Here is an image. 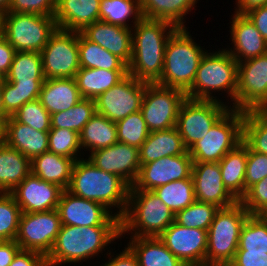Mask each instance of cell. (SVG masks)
<instances>
[{
    "label": "cell",
    "instance_id": "cell-37",
    "mask_svg": "<svg viewBox=\"0 0 267 266\" xmlns=\"http://www.w3.org/2000/svg\"><path fill=\"white\" fill-rule=\"evenodd\" d=\"M133 16V17H132ZM132 17L133 25L142 18L140 0H101L99 10V20L121 27L131 28L128 20ZM127 20V21H126Z\"/></svg>",
    "mask_w": 267,
    "mask_h": 266
},
{
    "label": "cell",
    "instance_id": "cell-35",
    "mask_svg": "<svg viewBox=\"0 0 267 266\" xmlns=\"http://www.w3.org/2000/svg\"><path fill=\"white\" fill-rule=\"evenodd\" d=\"M81 148L92 153L117 143L116 123L96 113L79 133Z\"/></svg>",
    "mask_w": 267,
    "mask_h": 266
},
{
    "label": "cell",
    "instance_id": "cell-31",
    "mask_svg": "<svg viewBox=\"0 0 267 266\" xmlns=\"http://www.w3.org/2000/svg\"><path fill=\"white\" fill-rule=\"evenodd\" d=\"M74 162L71 158L47 151L31 160V172L65 190L70 184Z\"/></svg>",
    "mask_w": 267,
    "mask_h": 266
},
{
    "label": "cell",
    "instance_id": "cell-58",
    "mask_svg": "<svg viewBox=\"0 0 267 266\" xmlns=\"http://www.w3.org/2000/svg\"><path fill=\"white\" fill-rule=\"evenodd\" d=\"M6 12L0 10V39L4 37V19Z\"/></svg>",
    "mask_w": 267,
    "mask_h": 266
},
{
    "label": "cell",
    "instance_id": "cell-54",
    "mask_svg": "<svg viewBox=\"0 0 267 266\" xmlns=\"http://www.w3.org/2000/svg\"><path fill=\"white\" fill-rule=\"evenodd\" d=\"M20 250L15 240L0 241V266H9Z\"/></svg>",
    "mask_w": 267,
    "mask_h": 266
},
{
    "label": "cell",
    "instance_id": "cell-44",
    "mask_svg": "<svg viewBox=\"0 0 267 266\" xmlns=\"http://www.w3.org/2000/svg\"><path fill=\"white\" fill-rule=\"evenodd\" d=\"M21 213L10 193H0V241L15 240Z\"/></svg>",
    "mask_w": 267,
    "mask_h": 266
},
{
    "label": "cell",
    "instance_id": "cell-45",
    "mask_svg": "<svg viewBox=\"0 0 267 266\" xmlns=\"http://www.w3.org/2000/svg\"><path fill=\"white\" fill-rule=\"evenodd\" d=\"M48 151L59 154L74 161L79 160L77 155L81 150L79 133L70 129H50ZM78 152V153H77Z\"/></svg>",
    "mask_w": 267,
    "mask_h": 266
},
{
    "label": "cell",
    "instance_id": "cell-23",
    "mask_svg": "<svg viewBox=\"0 0 267 266\" xmlns=\"http://www.w3.org/2000/svg\"><path fill=\"white\" fill-rule=\"evenodd\" d=\"M131 28L113 25L104 21H95L80 33L91 42L97 43L113 55L120 58L127 66L131 62Z\"/></svg>",
    "mask_w": 267,
    "mask_h": 266
},
{
    "label": "cell",
    "instance_id": "cell-27",
    "mask_svg": "<svg viewBox=\"0 0 267 266\" xmlns=\"http://www.w3.org/2000/svg\"><path fill=\"white\" fill-rule=\"evenodd\" d=\"M82 99L75 78L45 79L39 100L50 115L69 110Z\"/></svg>",
    "mask_w": 267,
    "mask_h": 266
},
{
    "label": "cell",
    "instance_id": "cell-33",
    "mask_svg": "<svg viewBox=\"0 0 267 266\" xmlns=\"http://www.w3.org/2000/svg\"><path fill=\"white\" fill-rule=\"evenodd\" d=\"M127 74L128 71L80 68L74 78L81 97L94 100L120 82Z\"/></svg>",
    "mask_w": 267,
    "mask_h": 266
},
{
    "label": "cell",
    "instance_id": "cell-16",
    "mask_svg": "<svg viewBox=\"0 0 267 266\" xmlns=\"http://www.w3.org/2000/svg\"><path fill=\"white\" fill-rule=\"evenodd\" d=\"M146 83L127 74L120 82L94 99L96 113L118 122L140 111Z\"/></svg>",
    "mask_w": 267,
    "mask_h": 266
},
{
    "label": "cell",
    "instance_id": "cell-24",
    "mask_svg": "<svg viewBox=\"0 0 267 266\" xmlns=\"http://www.w3.org/2000/svg\"><path fill=\"white\" fill-rule=\"evenodd\" d=\"M232 18L230 33L234 49L227 50L232 57L237 62H243L267 53V41L251 20L236 12Z\"/></svg>",
    "mask_w": 267,
    "mask_h": 266
},
{
    "label": "cell",
    "instance_id": "cell-2",
    "mask_svg": "<svg viewBox=\"0 0 267 266\" xmlns=\"http://www.w3.org/2000/svg\"><path fill=\"white\" fill-rule=\"evenodd\" d=\"M130 187L119 176L103 171L82 158L74 162L66 190L75 196L98 202L109 210L111 207L119 208L115 215L121 219L127 209Z\"/></svg>",
    "mask_w": 267,
    "mask_h": 266
},
{
    "label": "cell",
    "instance_id": "cell-36",
    "mask_svg": "<svg viewBox=\"0 0 267 266\" xmlns=\"http://www.w3.org/2000/svg\"><path fill=\"white\" fill-rule=\"evenodd\" d=\"M80 68H99L111 71H128V66L97 43L86 39L78 32Z\"/></svg>",
    "mask_w": 267,
    "mask_h": 266
},
{
    "label": "cell",
    "instance_id": "cell-18",
    "mask_svg": "<svg viewBox=\"0 0 267 266\" xmlns=\"http://www.w3.org/2000/svg\"><path fill=\"white\" fill-rule=\"evenodd\" d=\"M159 238L187 266H205L207 230L185 227L174 221Z\"/></svg>",
    "mask_w": 267,
    "mask_h": 266
},
{
    "label": "cell",
    "instance_id": "cell-12",
    "mask_svg": "<svg viewBox=\"0 0 267 266\" xmlns=\"http://www.w3.org/2000/svg\"><path fill=\"white\" fill-rule=\"evenodd\" d=\"M229 108L219 99L213 101L186 98L181 104L176 122L184 146L189 149L198 140L203 139Z\"/></svg>",
    "mask_w": 267,
    "mask_h": 266
},
{
    "label": "cell",
    "instance_id": "cell-48",
    "mask_svg": "<svg viewBox=\"0 0 267 266\" xmlns=\"http://www.w3.org/2000/svg\"><path fill=\"white\" fill-rule=\"evenodd\" d=\"M267 176V155L254 152L248 147L245 173V193L254 184Z\"/></svg>",
    "mask_w": 267,
    "mask_h": 266
},
{
    "label": "cell",
    "instance_id": "cell-30",
    "mask_svg": "<svg viewBox=\"0 0 267 266\" xmlns=\"http://www.w3.org/2000/svg\"><path fill=\"white\" fill-rule=\"evenodd\" d=\"M30 173L31 160L5 142L0 143V193H10Z\"/></svg>",
    "mask_w": 267,
    "mask_h": 266
},
{
    "label": "cell",
    "instance_id": "cell-10",
    "mask_svg": "<svg viewBox=\"0 0 267 266\" xmlns=\"http://www.w3.org/2000/svg\"><path fill=\"white\" fill-rule=\"evenodd\" d=\"M57 30L54 16L7 11L4 38L18 52L40 53Z\"/></svg>",
    "mask_w": 267,
    "mask_h": 266
},
{
    "label": "cell",
    "instance_id": "cell-52",
    "mask_svg": "<svg viewBox=\"0 0 267 266\" xmlns=\"http://www.w3.org/2000/svg\"><path fill=\"white\" fill-rule=\"evenodd\" d=\"M14 47L3 37L0 39V77L5 78L8 74L14 54Z\"/></svg>",
    "mask_w": 267,
    "mask_h": 266
},
{
    "label": "cell",
    "instance_id": "cell-42",
    "mask_svg": "<svg viewBox=\"0 0 267 266\" xmlns=\"http://www.w3.org/2000/svg\"><path fill=\"white\" fill-rule=\"evenodd\" d=\"M220 207L212 203L194 201L177 212L174 221L182 226L207 230Z\"/></svg>",
    "mask_w": 267,
    "mask_h": 266
},
{
    "label": "cell",
    "instance_id": "cell-15",
    "mask_svg": "<svg viewBox=\"0 0 267 266\" xmlns=\"http://www.w3.org/2000/svg\"><path fill=\"white\" fill-rule=\"evenodd\" d=\"M236 109L267 110V53L238 62Z\"/></svg>",
    "mask_w": 267,
    "mask_h": 266
},
{
    "label": "cell",
    "instance_id": "cell-50",
    "mask_svg": "<svg viewBox=\"0 0 267 266\" xmlns=\"http://www.w3.org/2000/svg\"><path fill=\"white\" fill-rule=\"evenodd\" d=\"M230 266H267L266 252L236 251Z\"/></svg>",
    "mask_w": 267,
    "mask_h": 266
},
{
    "label": "cell",
    "instance_id": "cell-17",
    "mask_svg": "<svg viewBox=\"0 0 267 266\" xmlns=\"http://www.w3.org/2000/svg\"><path fill=\"white\" fill-rule=\"evenodd\" d=\"M57 210L63 225L120 226V219L104 205L75 196L66 189L61 193Z\"/></svg>",
    "mask_w": 267,
    "mask_h": 266
},
{
    "label": "cell",
    "instance_id": "cell-21",
    "mask_svg": "<svg viewBox=\"0 0 267 266\" xmlns=\"http://www.w3.org/2000/svg\"><path fill=\"white\" fill-rule=\"evenodd\" d=\"M88 160L97 168L119 176L130 186L136 181L139 170V149L124 143L92 152Z\"/></svg>",
    "mask_w": 267,
    "mask_h": 266
},
{
    "label": "cell",
    "instance_id": "cell-3",
    "mask_svg": "<svg viewBox=\"0 0 267 266\" xmlns=\"http://www.w3.org/2000/svg\"><path fill=\"white\" fill-rule=\"evenodd\" d=\"M121 238L120 226H71L61 224L50 253L45 257L46 266L78 263L88 260Z\"/></svg>",
    "mask_w": 267,
    "mask_h": 266
},
{
    "label": "cell",
    "instance_id": "cell-9",
    "mask_svg": "<svg viewBox=\"0 0 267 266\" xmlns=\"http://www.w3.org/2000/svg\"><path fill=\"white\" fill-rule=\"evenodd\" d=\"M245 111L229 108L204 135L188 149L193 162H219L243 141Z\"/></svg>",
    "mask_w": 267,
    "mask_h": 266
},
{
    "label": "cell",
    "instance_id": "cell-46",
    "mask_svg": "<svg viewBox=\"0 0 267 266\" xmlns=\"http://www.w3.org/2000/svg\"><path fill=\"white\" fill-rule=\"evenodd\" d=\"M12 118L16 122L28 125L38 131L49 132L51 129V115L42 106L39 99L27 102Z\"/></svg>",
    "mask_w": 267,
    "mask_h": 266
},
{
    "label": "cell",
    "instance_id": "cell-57",
    "mask_svg": "<svg viewBox=\"0 0 267 266\" xmlns=\"http://www.w3.org/2000/svg\"><path fill=\"white\" fill-rule=\"evenodd\" d=\"M6 119L0 116V143L5 141Z\"/></svg>",
    "mask_w": 267,
    "mask_h": 266
},
{
    "label": "cell",
    "instance_id": "cell-41",
    "mask_svg": "<svg viewBox=\"0 0 267 266\" xmlns=\"http://www.w3.org/2000/svg\"><path fill=\"white\" fill-rule=\"evenodd\" d=\"M237 251L267 253V216H248L240 232Z\"/></svg>",
    "mask_w": 267,
    "mask_h": 266
},
{
    "label": "cell",
    "instance_id": "cell-43",
    "mask_svg": "<svg viewBox=\"0 0 267 266\" xmlns=\"http://www.w3.org/2000/svg\"><path fill=\"white\" fill-rule=\"evenodd\" d=\"M116 127L118 142L137 147L138 149L150 134L141 111L119 120L116 122Z\"/></svg>",
    "mask_w": 267,
    "mask_h": 266
},
{
    "label": "cell",
    "instance_id": "cell-61",
    "mask_svg": "<svg viewBox=\"0 0 267 266\" xmlns=\"http://www.w3.org/2000/svg\"><path fill=\"white\" fill-rule=\"evenodd\" d=\"M205 266H230L229 264H210Z\"/></svg>",
    "mask_w": 267,
    "mask_h": 266
},
{
    "label": "cell",
    "instance_id": "cell-5",
    "mask_svg": "<svg viewBox=\"0 0 267 266\" xmlns=\"http://www.w3.org/2000/svg\"><path fill=\"white\" fill-rule=\"evenodd\" d=\"M174 216L152 190H130L126 212L120 219L121 237L131 231L133 237H159L174 222Z\"/></svg>",
    "mask_w": 267,
    "mask_h": 266
},
{
    "label": "cell",
    "instance_id": "cell-59",
    "mask_svg": "<svg viewBox=\"0 0 267 266\" xmlns=\"http://www.w3.org/2000/svg\"><path fill=\"white\" fill-rule=\"evenodd\" d=\"M10 3H11V0H0V10L3 12H7Z\"/></svg>",
    "mask_w": 267,
    "mask_h": 266
},
{
    "label": "cell",
    "instance_id": "cell-7",
    "mask_svg": "<svg viewBox=\"0 0 267 266\" xmlns=\"http://www.w3.org/2000/svg\"><path fill=\"white\" fill-rule=\"evenodd\" d=\"M189 35L187 28H177L169 37L162 75L157 84L185 93L192 87L200 60L206 52Z\"/></svg>",
    "mask_w": 267,
    "mask_h": 266
},
{
    "label": "cell",
    "instance_id": "cell-55",
    "mask_svg": "<svg viewBox=\"0 0 267 266\" xmlns=\"http://www.w3.org/2000/svg\"><path fill=\"white\" fill-rule=\"evenodd\" d=\"M102 266V265H101ZM103 266H139L137 258L132 250L127 246L125 250L116 255V257L109 259Z\"/></svg>",
    "mask_w": 267,
    "mask_h": 266
},
{
    "label": "cell",
    "instance_id": "cell-19",
    "mask_svg": "<svg viewBox=\"0 0 267 266\" xmlns=\"http://www.w3.org/2000/svg\"><path fill=\"white\" fill-rule=\"evenodd\" d=\"M192 165L193 160L189 152L143 164L130 190H154L158 186L187 179L191 176Z\"/></svg>",
    "mask_w": 267,
    "mask_h": 266
},
{
    "label": "cell",
    "instance_id": "cell-28",
    "mask_svg": "<svg viewBox=\"0 0 267 266\" xmlns=\"http://www.w3.org/2000/svg\"><path fill=\"white\" fill-rule=\"evenodd\" d=\"M182 137L176 127L168 130L150 132L146 141L139 148L140 165L167 156L186 154Z\"/></svg>",
    "mask_w": 267,
    "mask_h": 266
},
{
    "label": "cell",
    "instance_id": "cell-40",
    "mask_svg": "<svg viewBox=\"0 0 267 266\" xmlns=\"http://www.w3.org/2000/svg\"><path fill=\"white\" fill-rule=\"evenodd\" d=\"M243 142L252 151L267 155V110L245 111Z\"/></svg>",
    "mask_w": 267,
    "mask_h": 266
},
{
    "label": "cell",
    "instance_id": "cell-4",
    "mask_svg": "<svg viewBox=\"0 0 267 266\" xmlns=\"http://www.w3.org/2000/svg\"><path fill=\"white\" fill-rule=\"evenodd\" d=\"M45 80L42 57L37 52H18L2 78L4 118L12 117L27 102L39 99Z\"/></svg>",
    "mask_w": 267,
    "mask_h": 266
},
{
    "label": "cell",
    "instance_id": "cell-60",
    "mask_svg": "<svg viewBox=\"0 0 267 266\" xmlns=\"http://www.w3.org/2000/svg\"><path fill=\"white\" fill-rule=\"evenodd\" d=\"M0 116L4 117V106L2 99V80L0 81Z\"/></svg>",
    "mask_w": 267,
    "mask_h": 266
},
{
    "label": "cell",
    "instance_id": "cell-6",
    "mask_svg": "<svg viewBox=\"0 0 267 266\" xmlns=\"http://www.w3.org/2000/svg\"><path fill=\"white\" fill-rule=\"evenodd\" d=\"M238 78V62L226 50L206 53L202 56L192 87L186 92V97L196 100H215L211 91L227 90L233 106L236 109V91Z\"/></svg>",
    "mask_w": 267,
    "mask_h": 266
},
{
    "label": "cell",
    "instance_id": "cell-51",
    "mask_svg": "<svg viewBox=\"0 0 267 266\" xmlns=\"http://www.w3.org/2000/svg\"><path fill=\"white\" fill-rule=\"evenodd\" d=\"M9 266H46V260L39 252L20 250Z\"/></svg>",
    "mask_w": 267,
    "mask_h": 266
},
{
    "label": "cell",
    "instance_id": "cell-26",
    "mask_svg": "<svg viewBox=\"0 0 267 266\" xmlns=\"http://www.w3.org/2000/svg\"><path fill=\"white\" fill-rule=\"evenodd\" d=\"M8 146L33 160L48 151L49 133L16 122L12 117L6 119L5 141Z\"/></svg>",
    "mask_w": 267,
    "mask_h": 266
},
{
    "label": "cell",
    "instance_id": "cell-53",
    "mask_svg": "<svg viewBox=\"0 0 267 266\" xmlns=\"http://www.w3.org/2000/svg\"><path fill=\"white\" fill-rule=\"evenodd\" d=\"M245 15L255 25L262 37L267 41V5L246 12Z\"/></svg>",
    "mask_w": 267,
    "mask_h": 266
},
{
    "label": "cell",
    "instance_id": "cell-34",
    "mask_svg": "<svg viewBox=\"0 0 267 266\" xmlns=\"http://www.w3.org/2000/svg\"><path fill=\"white\" fill-rule=\"evenodd\" d=\"M198 0H140L143 18L164 20L177 28H186L184 16Z\"/></svg>",
    "mask_w": 267,
    "mask_h": 266
},
{
    "label": "cell",
    "instance_id": "cell-11",
    "mask_svg": "<svg viewBox=\"0 0 267 266\" xmlns=\"http://www.w3.org/2000/svg\"><path fill=\"white\" fill-rule=\"evenodd\" d=\"M180 89L146 83L140 111L150 132L176 127L178 112L186 99Z\"/></svg>",
    "mask_w": 267,
    "mask_h": 266
},
{
    "label": "cell",
    "instance_id": "cell-25",
    "mask_svg": "<svg viewBox=\"0 0 267 266\" xmlns=\"http://www.w3.org/2000/svg\"><path fill=\"white\" fill-rule=\"evenodd\" d=\"M101 0H57L54 15L58 29L81 32L99 20Z\"/></svg>",
    "mask_w": 267,
    "mask_h": 266
},
{
    "label": "cell",
    "instance_id": "cell-22",
    "mask_svg": "<svg viewBox=\"0 0 267 266\" xmlns=\"http://www.w3.org/2000/svg\"><path fill=\"white\" fill-rule=\"evenodd\" d=\"M63 189L43 181L32 172L10 194L22 213L42 212L57 209Z\"/></svg>",
    "mask_w": 267,
    "mask_h": 266
},
{
    "label": "cell",
    "instance_id": "cell-39",
    "mask_svg": "<svg viewBox=\"0 0 267 266\" xmlns=\"http://www.w3.org/2000/svg\"><path fill=\"white\" fill-rule=\"evenodd\" d=\"M95 114V101L89 98H82L69 110L52 114L51 129H70L80 133Z\"/></svg>",
    "mask_w": 267,
    "mask_h": 266
},
{
    "label": "cell",
    "instance_id": "cell-13",
    "mask_svg": "<svg viewBox=\"0 0 267 266\" xmlns=\"http://www.w3.org/2000/svg\"><path fill=\"white\" fill-rule=\"evenodd\" d=\"M40 54L45 79L74 78L80 69L78 32L57 28Z\"/></svg>",
    "mask_w": 267,
    "mask_h": 266
},
{
    "label": "cell",
    "instance_id": "cell-56",
    "mask_svg": "<svg viewBox=\"0 0 267 266\" xmlns=\"http://www.w3.org/2000/svg\"><path fill=\"white\" fill-rule=\"evenodd\" d=\"M237 8L235 9L238 14H245L251 9L267 5V0H237Z\"/></svg>",
    "mask_w": 267,
    "mask_h": 266
},
{
    "label": "cell",
    "instance_id": "cell-20",
    "mask_svg": "<svg viewBox=\"0 0 267 266\" xmlns=\"http://www.w3.org/2000/svg\"><path fill=\"white\" fill-rule=\"evenodd\" d=\"M191 177L196 201L212 203L220 208L238 202L223 184L219 162H193Z\"/></svg>",
    "mask_w": 267,
    "mask_h": 266
},
{
    "label": "cell",
    "instance_id": "cell-14",
    "mask_svg": "<svg viewBox=\"0 0 267 266\" xmlns=\"http://www.w3.org/2000/svg\"><path fill=\"white\" fill-rule=\"evenodd\" d=\"M60 227L57 209L21 213L15 241L21 250L36 251L46 257L53 247Z\"/></svg>",
    "mask_w": 267,
    "mask_h": 266
},
{
    "label": "cell",
    "instance_id": "cell-49",
    "mask_svg": "<svg viewBox=\"0 0 267 266\" xmlns=\"http://www.w3.org/2000/svg\"><path fill=\"white\" fill-rule=\"evenodd\" d=\"M57 0H11L8 11L54 16Z\"/></svg>",
    "mask_w": 267,
    "mask_h": 266
},
{
    "label": "cell",
    "instance_id": "cell-32",
    "mask_svg": "<svg viewBox=\"0 0 267 266\" xmlns=\"http://www.w3.org/2000/svg\"><path fill=\"white\" fill-rule=\"evenodd\" d=\"M247 154L248 146L242 141L219 161L223 184L238 201L245 195Z\"/></svg>",
    "mask_w": 267,
    "mask_h": 266
},
{
    "label": "cell",
    "instance_id": "cell-47",
    "mask_svg": "<svg viewBox=\"0 0 267 266\" xmlns=\"http://www.w3.org/2000/svg\"><path fill=\"white\" fill-rule=\"evenodd\" d=\"M239 202L250 215L267 216V176L252 185Z\"/></svg>",
    "mask_w": 267,
    "mask_h": 266
},
{
    "label": "cell",
    "instance_id": "cell-8",
    "mask_svg": "<svg viewBox=\"0 0 267 266\" xmlns=\"http://www.w3.org/2000/svg\"><path fill=\"white\" fill-rule=\"evenodd\" d=\"M249 215L239 201L219 209L207 231L205 265L229 264L233 260L241 229Z\"/></svg>",
    "mask_w": 267,
    "mask_h": 266
},
{
    "label": "cell",
    "instance_id": "cell-38",
    "mask_svg": "<svg viewBox=\"0 0 267 266\" xmlns=\"http://www.w3.org/2000/svg\"><path fill=\"white\" fill-rule=\"evenodd\" d=\"M152 191L174 214L185 209L196 200L191 176L187 179L158 186Z\"/></svg>",
    "mask_w": 267,
    "mask_h": 266
},
{
    "label": "cell",
    "instance_id": "cell-29",
    "mask_svg": "<svg viewBox=\"0 0 267 266\" xmlns=\"http://www.w3.org/2000/svg\"><path fill=\"white\" fill-rule=\"evenodd\" d=\"M127 245L135 254L139 266H187L159 237H132Z\"/></svg>",
    "mask_w": 267,
    "mask_h": 266
},
{
    "label": "cell",
    "instance_id": "cell-1",
    "mask_svg": "<svg viewBox=\"0 0 267 266\" xmlns=\"http://www.w3.org/2000/svg\"><path fill=\"white\" fill-rule=\"evenodd\" d=\"M134 28L128 74L145 83H157L163 71L166 44L177 27L168 21L142 18Z\"/></svg>",
    "mask_w": 267,
    "mask_h": 266
}]
</instances>
